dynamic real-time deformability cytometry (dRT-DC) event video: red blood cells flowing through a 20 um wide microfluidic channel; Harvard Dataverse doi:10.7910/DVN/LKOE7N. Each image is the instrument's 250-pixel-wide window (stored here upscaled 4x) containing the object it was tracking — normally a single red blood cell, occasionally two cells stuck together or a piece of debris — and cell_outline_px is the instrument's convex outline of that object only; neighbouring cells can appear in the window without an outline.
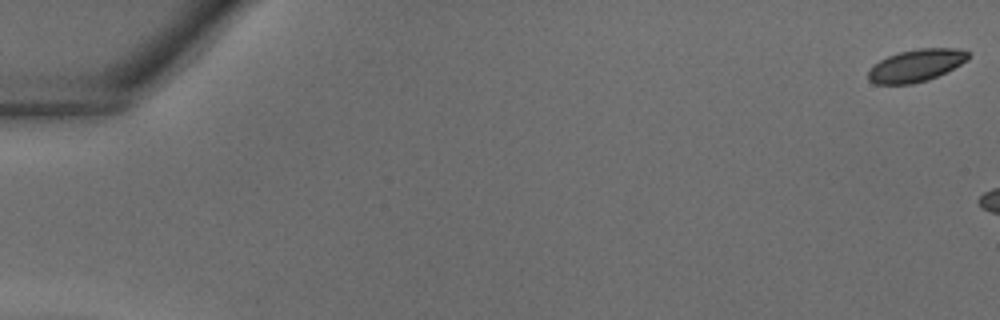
{"species": "common noctule bat (a hibernating species)", "species_latin": "Nyctalus noctula", "temperature_condition": "warm", "stored_images_in_passage": 5, "camera_frame_rate_fps": 3000, "um_per_image_px": 0.085, "animal": {"sex": "male", "body_mass_g": 18.8}, "frame": {"image": 1, "passage_image": 1, "time_ms": 0.0, "image_size_px": [1000, 320], "cell_outline_px": [[968, 60], [928, 80], [912, 84], [876, 84], [868, 80], [868, 72], [880, 60], [888, 56], [900, 52], [916, 48], [956, 48], [968, 52]], "centroid_in_image_um": [77.85, 5.56], "position_along_channel_um": 7.1, "area_um2": 18.55}}